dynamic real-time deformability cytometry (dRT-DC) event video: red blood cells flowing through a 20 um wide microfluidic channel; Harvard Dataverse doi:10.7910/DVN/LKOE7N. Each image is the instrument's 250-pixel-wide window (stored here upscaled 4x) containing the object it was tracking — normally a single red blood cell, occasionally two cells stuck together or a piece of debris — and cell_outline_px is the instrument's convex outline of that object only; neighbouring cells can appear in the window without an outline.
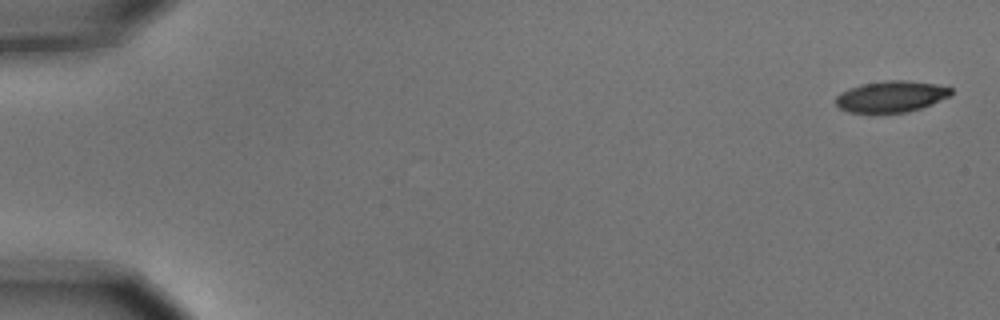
{"species": "common noctule bat (a hibernating species)", "species_latin": "Nyctalus noctula", "temperature_condition": "cold", "stored_images_in_passage": 9, "camera_frame_rate_fps": 3000, "um_per_image_px": 0.085, "animal": {"sex": "male", "body_mass_g": 15.6}, "frame": {"image": 1, "passage_image": 1, "time_ms": 0.0, "image_size_px": [1000, 320], "cell_outline_px": [[952, 92], [948, 96], [932, 104], [908, 112], [872, 116], [848, 112], [840, 108], [836, 104], [836, 96], [840, 92], [860, 84], [888, 80], [908, 80], [936, 84], [952, 88]], "centroid_in_image_um": [75.68, 8.25], "position_along_channel_um": 9.3, "area_um2": 21.73}}
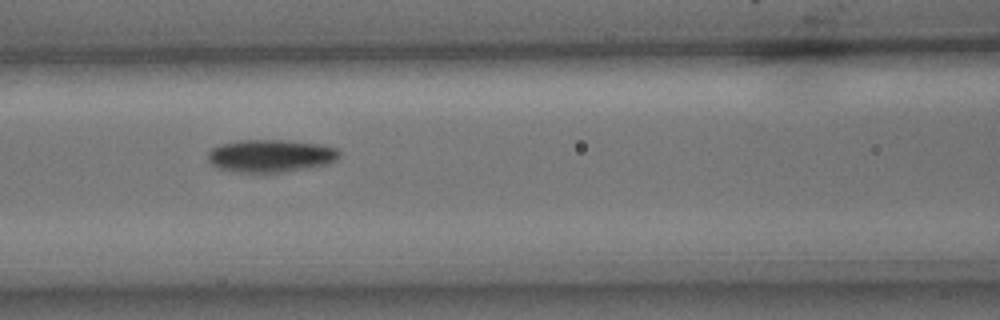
{"frame": {"image": 2, "passage_image": 7, "time_ms": 2.0, "image_size_px": [1000, 320], "cell_outline_px": [[340, 156], [336, 160], [328, 164], [264, 176], [216, 168], [208, 160], [208, 152], [212, 148], [220, 144], [240, 140], [280, 140], [320, 144], [336, 148], [340, 152]], "centroid_in_image_um": [22.98, 13.28], "position_along_channel_um": 143.6, "area_um2": 25.66}}
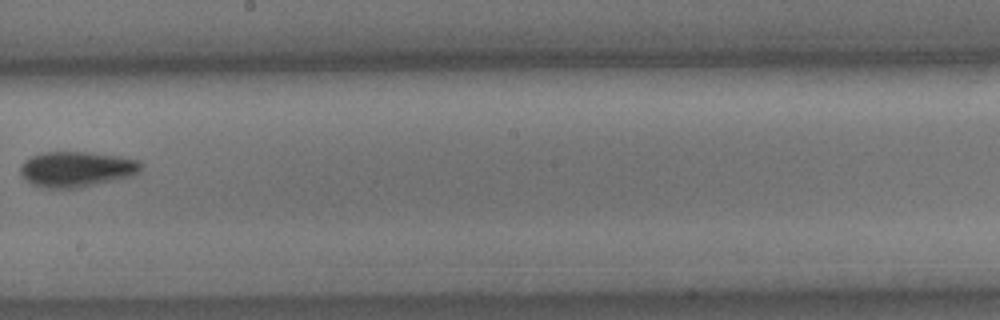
{"frame": {"image": 3, "passage_image": 9, "time_ms": 2.667, "image_size_px": [1000, 320], "cell_outline_px": [[144, 164], [140, 172], [132, 176], [80, 188], [40, 188], [32, 184], [20, 172], [20, 164], [24, 160], [40, 152], [92, 152], [120, 156], [140, 160]], "centroid_in_image_um": [6.54, 14.37], "position_along_channel_um": 241.7, "area_um2": 25.32}}